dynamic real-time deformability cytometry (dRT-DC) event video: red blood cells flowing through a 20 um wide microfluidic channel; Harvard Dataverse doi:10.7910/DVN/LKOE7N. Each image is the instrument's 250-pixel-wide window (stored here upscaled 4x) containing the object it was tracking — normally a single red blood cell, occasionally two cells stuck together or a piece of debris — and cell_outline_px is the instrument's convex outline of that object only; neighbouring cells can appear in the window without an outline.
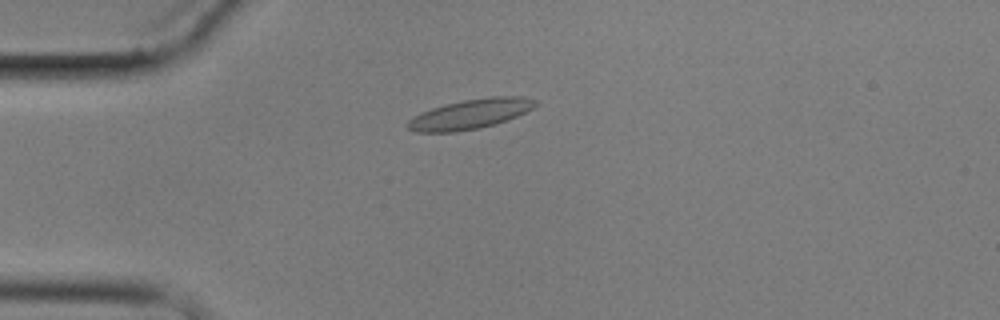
{"species": "common noctule bat (a hibernating species)", "species_latin": "Nyctalus noctula", "temperature_condition": "cold", "stored_images_in_passage": 8, "camera_frame_rate_fps": 3000, "um_per_image_px": 0.085, "animal": {"sex": "male", "body_mass_g": 17.9}, "frame": {"image": 1, "passage_image": 4, "time_ms": 4.333, "image_size_px": [1000, 320], "cell_outline_px": [[540, 104], [508, 120], [496, 124], [456, 132], [416, 132], [408, 128], [408, 120], [420, 112], [432, 108], [464, 100], [492, 96], [520, 96], [536, 100]], "centroid_in_image_um": [40.0, 9.69], "position_along_channel_um": 45.0, "area_um2": 21.96}}
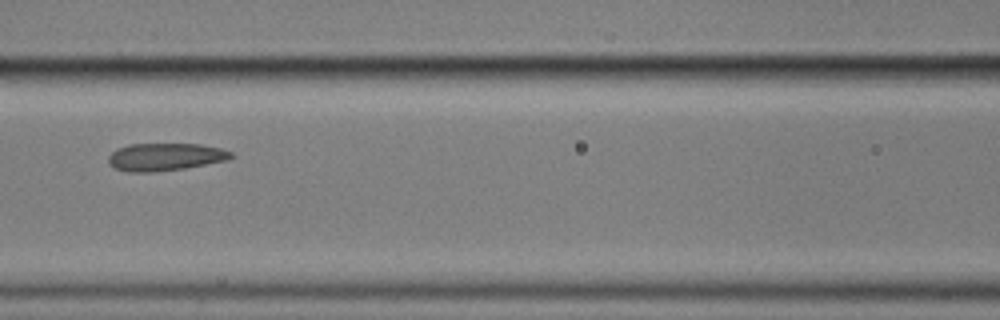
{"frame": {"image": 2, "passage_image": 7, "time_ms": 8.0, "image_size_px": [1000, 320], "cell_outline_px": [[236, 156], [228, 160], [184, 168], [152, 172], [128, 172], [112, 168], [108, 164], [108, 156], [116, 148], [128, 144], [200, 144], [220, 148], [232, 152]], "centroid_in_image_um": [14.01, 13.33], "position_along_channel_um": 152.6, "area_um2": 19.94}}
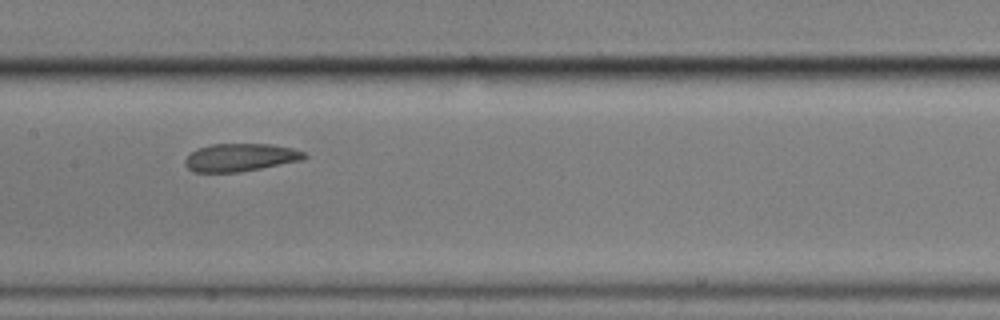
{"frame": {"image": 3, "passage_image": 8, "time_ms": 9.0, "image_size_px": [1000, 320], "cell_outline_px": [[308, 156], [304, 160], [240, 172], [192, 172], [184, 164], [184, 160], [196, 148], [212, 144], [268, 144], [292, 148], [304, 152]], "centroid_in_image_um": [20.43, 13.38], "position_along_channel_um": 187.0, "area_um2": 19.42}}